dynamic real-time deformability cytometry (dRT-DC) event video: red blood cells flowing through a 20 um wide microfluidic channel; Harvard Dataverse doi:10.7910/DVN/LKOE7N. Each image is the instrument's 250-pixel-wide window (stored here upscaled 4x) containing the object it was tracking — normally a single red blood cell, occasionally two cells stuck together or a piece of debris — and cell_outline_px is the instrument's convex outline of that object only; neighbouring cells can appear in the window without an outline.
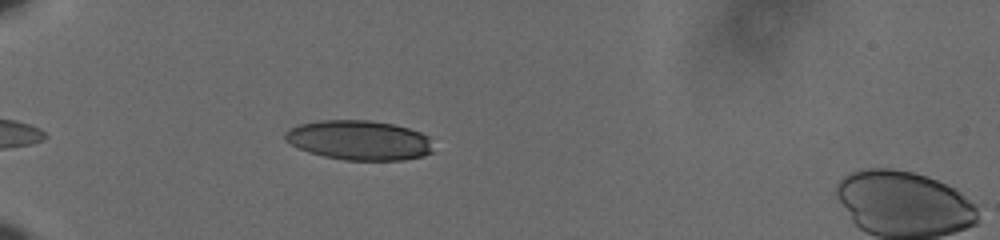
{"species": "human", "species_latin": "Homo sapiens", "temperature_condition": "cold", "stored_images_in_passage": 40, "camera_frame_rate_fps": 3000, "um_per_image_px": 0.085, "donor": {"sex": "male"}, "frame": {"image": 1, "passage_image": 1, "time_ms": 0.0, "image_size_px": [1000, 240], "cell_outline_px": [[436, 152], [424, 156], [404, 160], [344, 160], [324, 156], [308, 152], [284, 140], [284, 132], [288, 128], [300, 124], [320, 120], [372, 120], [392, 124], [408, 128], [420, 132], [428, 136]], "centroid_in_image_um": [30.56, 11.92], "position_along_channel_um": 54.4, "area_um2": 34.56}}
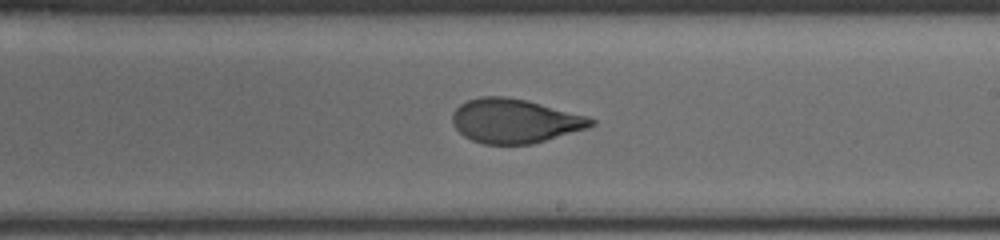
{"frame": {"image": 2, "passage_image": 19, "time_ms": 6.0, "image_size_px": [1000, 240], "cell_outline_px": [[596, 124], [584, 128], [532, 144], [484, 144], [472, 140], [464, 136], [452, 124], [452, 112], [460, 104], [468, 100], [480, 96], [504, 96], [528, 100], [588, 116], [596, 120]], "centroid_in_image_um": [43.72, 10.26], "position_along_channel_um": 245.3, "area_um2": 35.6}}
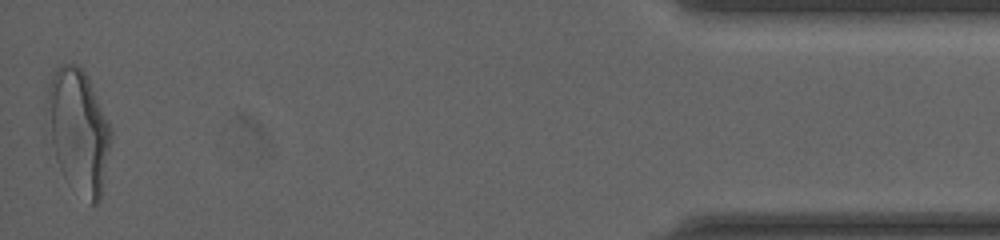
{"frame": {"image": 3, "passage_image": 40, "time_ms": 13.0, "image_size_px": [1000, 240], "cell_outline_px": [[112, 136], [100, 200], [96, 204], [92, 204], [64, 176], [56, 160], [52, 140], [48, 96], [48, 88], [52, 76], [56, 68], [60, 64], [76, 64], [84, 72], [88, 80], [112, 132]], "centroid_in_image_um": [6.7, 11.13], "position_along_channel_um": 428.5, "area_um2": 43.93}, "authors_computed_cell_mechanics": {"area_um2": 36.3851, "velocity_mm_per_s": 3.6205, "shape_relaxation_time_tau1_ms": 4.8785, "shape_relaxation_time_tau2_ms": 1.0832, "deformation_change_tau1": 0.1976, "deformation_change_tau2": 0.0633}}